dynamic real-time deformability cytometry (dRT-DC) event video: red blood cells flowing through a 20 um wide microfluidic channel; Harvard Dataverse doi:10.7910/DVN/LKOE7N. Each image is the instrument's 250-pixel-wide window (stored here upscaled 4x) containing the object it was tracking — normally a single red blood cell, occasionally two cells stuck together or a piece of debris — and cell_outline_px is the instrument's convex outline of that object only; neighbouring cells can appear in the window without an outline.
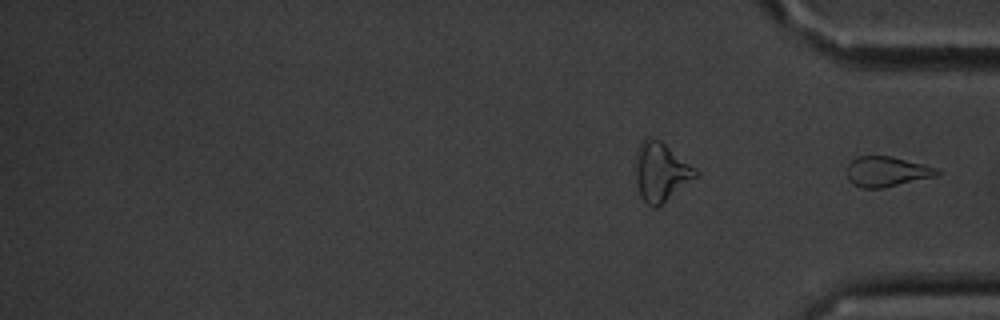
{"species": "common noctule bat (a hibernating species)", "species_latin": "Nyctalus noctula", "temperature_condition": "cold", "stored_images_in_passage": 13, "segment_of_instrument_passage": [2, 2], "camera_frame_rate_fps": 3000, "um_per_image_px": 0.085, "animal": {"sex": "male", "body_mass_g": 20.1, "forearm_length_mm": 53.5}, "frame": {"image": 1, "passage_image": 13, "time_ms": 15.0, "image_size_px": [1000, 320], "cell_outline_px": [[940, 172], [936, 176], [880, 188], [864, 188], [852, 184], [848, 180], [848, 164], [856, 156], [888, 156], [940, 168]], "centroid_in_image_um": [75.36, 14.58], "position_along_channel_um": 359.8, "area_um2": 15.61}}